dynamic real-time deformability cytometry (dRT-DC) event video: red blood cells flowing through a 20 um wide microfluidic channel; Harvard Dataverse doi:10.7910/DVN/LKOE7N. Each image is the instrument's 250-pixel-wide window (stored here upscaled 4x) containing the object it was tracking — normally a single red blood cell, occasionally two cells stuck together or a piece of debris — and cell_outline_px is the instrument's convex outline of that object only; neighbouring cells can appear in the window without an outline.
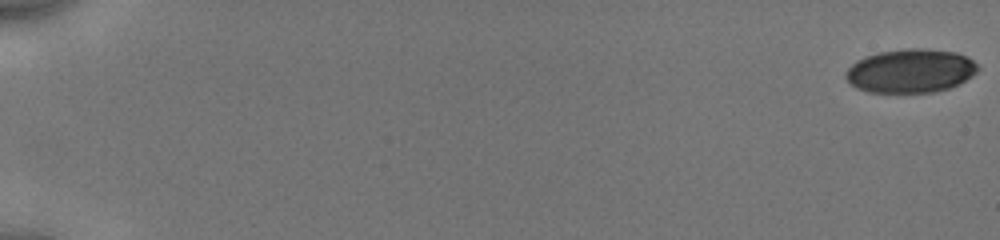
{"species": "human", "species_latin": "Homo sapiens", "temperature_condition": "cold", "stored_images_in_passage": 10, "camera_frame_rate_fps": 3000, "um_per_image_px": 0.085, "donor": {"sex": "male"}, "frame": {"image": 1, "passage_image": 1, "time_ms": 0.0, "image_size_px": [1000, 240], "cell_outline_px": [[980, 68], [972, 76], [960, 84], [936, 92], [868, 92], [856, 88], [844, 76], [848, 68], [856, 60], [880, 52], [908, 48], [924, 48], [956, 52], [968, 56]], "centroid_in_image_um": [77.42, 6.02], "position_along_channel_um": 7.6, "area_um2": 33.7}}
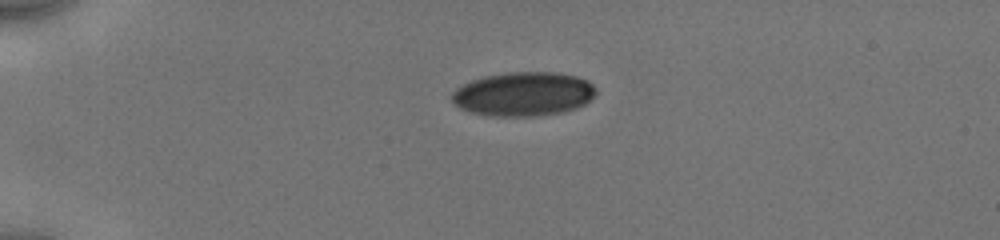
{"frame": {"image": 2, "passage_image": 7, "time_ms": 4.667, "image_size_px": [1000, 240], "cell_outline_px": [[596, 96], [584, 104], [576, 108], [564, 112], [536, 116], [492, 116], [468, 112], [460, 108], [452, 100], [452, 92], [456, 88], [472, 80], [484, 76], [508, 72], [556, 72], [576, 76], [588, 80], [596, 88]], "centroid_in_image_um": [44.51, 7.99], "position_along_channel_um": 40.5, "area_um2": 37.22}}
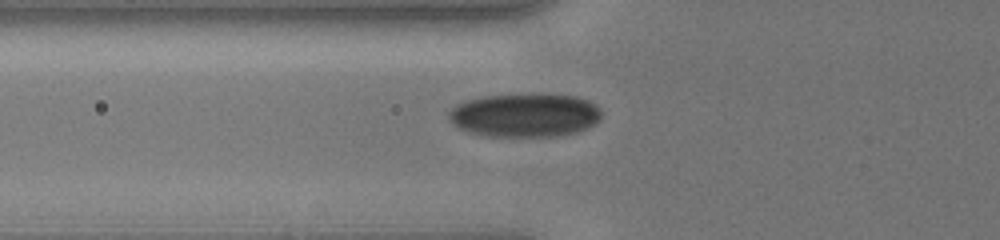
{"frame": {"image": 3, "passage_image": 10, "time_ms": 7.0, "image_size_px": [1000, 240], "cell_outline_px": [[600, 120], [596, 124], [580, 132], [560, 136], [484, 136], [468, 132], [456, 128], [448, 120], [448, 112], [456, 104], [464, 100], [484, 96], [544, 92], [576, 96], [588, 100], [596, 104], [600, 108]], "centroid_in_image_um": [44.62, 9.77], "position_along_channel_um": 81.2, "area_um2": 40.06}}